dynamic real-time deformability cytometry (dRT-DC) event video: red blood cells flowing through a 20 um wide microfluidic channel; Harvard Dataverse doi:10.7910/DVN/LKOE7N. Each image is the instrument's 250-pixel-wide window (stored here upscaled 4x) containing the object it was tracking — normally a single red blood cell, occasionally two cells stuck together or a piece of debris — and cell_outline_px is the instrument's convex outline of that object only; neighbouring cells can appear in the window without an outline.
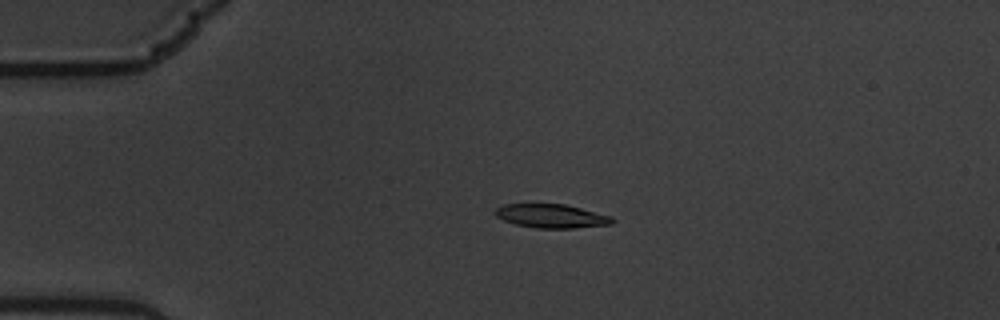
{"species": "common noctule bat (a hibernating species)", "species_latin": "Nyctalus noctula", "temperature_condition": "warm", "stored_images_in_passage": 4, "camera_frame_rate_fps": 3000, "um_per_image_px": 0.085, "animal": {"sex": "male", "body_mass_g": 19.5, "forearm_length_mm": 54.6}, "frame": {"image": 1, "passage_image": 3, "time_ms": 0.667, "image_size_px": [1000, 320], "cell_outline_px": [[616, 220], [612, 224], [576, 228], [536, 228], [516, 224], [504, 220], [496, 216], [492, 212], [496, 208], [504, 204], [564, 204], [612, 216]], "centroid_in_image_um": [46.87, 18.36], "position_along_channel_um": 38.1, "area_um2": 16.24}}